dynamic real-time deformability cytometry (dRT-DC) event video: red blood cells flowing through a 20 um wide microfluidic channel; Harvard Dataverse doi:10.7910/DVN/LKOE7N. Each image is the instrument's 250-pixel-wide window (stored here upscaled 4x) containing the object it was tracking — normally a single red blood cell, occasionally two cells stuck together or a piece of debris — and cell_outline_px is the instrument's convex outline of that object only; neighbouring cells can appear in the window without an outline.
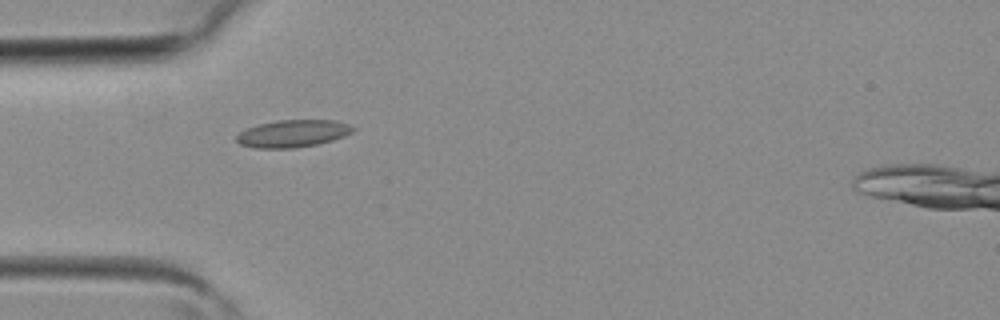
{"species": "common noctule bat (a hibernating species)", "species_latin": "Nyctalus noctula", "temperature_condition": "room temperature", "stored_images_in_passage": 3, "camera_frame_rate_fps": 3000, "um_per_image_px": 0.085, "animal": {"sex": "female", "body_mass_g": 19.3, "forearm_length_mm": 54.1}, "frame": {"image": 1, "passage_image": 2, "time_ms": 0.333, "image_size_px": [1000, 320], "cell_outline_px": [[356, 128], [352, 132], [344, 136], [332, 140], [316, 144], [292, 148], [256, 148], [240, 144], [236, 140], [236, 136], [240, 132], [248, 128], [260, 124], [280, 120], [336, 120], [348, 124]], "centroid_in_image_um": [24.9, 11.35], "position_along_channel_um": 60.1, "area_um2": 18.32}}
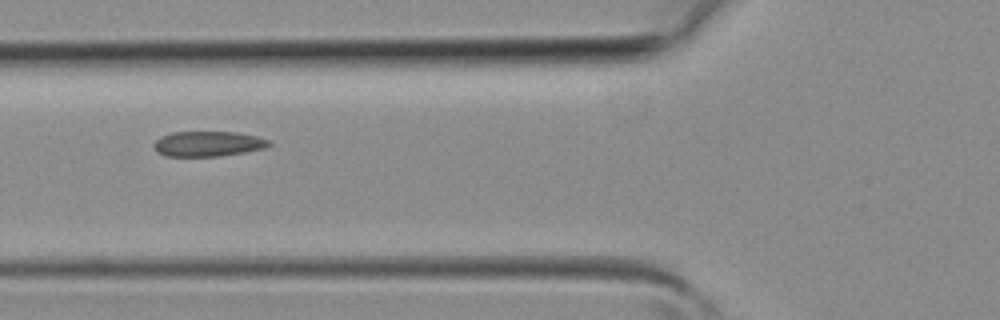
{"frame": {"image": 2, "passage_image": 3, "time_ms": 0.667, "image_size_px": [1000, 320], "cell_outline_px": [[272, 144], [264, 148], [244, 152], [220, 156], [164, 156], [156, 152], [152, 144], [156, 140], [172, 132], [236, 132], [256, 136], [268, 140]], "centroid_in_image_um": [17.65, 12.23], "position_along_channel_um": 108.1, "area_um2": 16.82}}